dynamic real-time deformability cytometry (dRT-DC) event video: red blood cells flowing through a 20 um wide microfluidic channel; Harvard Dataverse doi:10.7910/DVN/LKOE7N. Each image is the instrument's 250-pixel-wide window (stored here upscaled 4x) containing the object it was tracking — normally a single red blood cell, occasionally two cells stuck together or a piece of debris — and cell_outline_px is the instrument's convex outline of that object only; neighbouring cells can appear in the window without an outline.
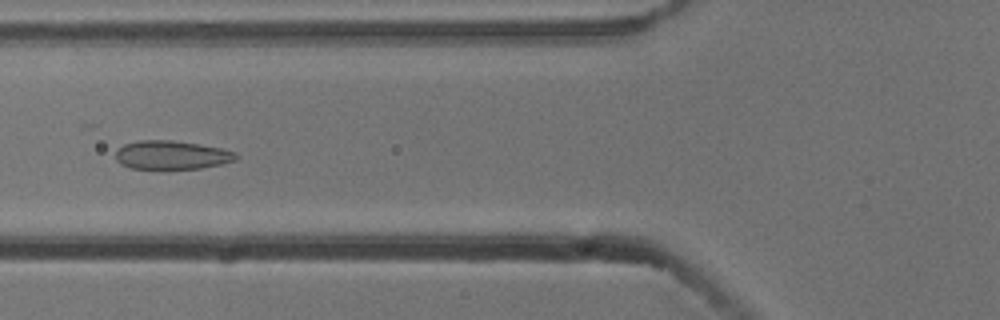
{"species": "common noctule bat (a hibernating species)", "species_latin": "Nyctalus noctula", "temperature_condition": "cold", "stored_images_in_passage": 55, "camera_frame_rate_fps": 3000, "um_per_image_px": 0.085, "animal": {"sex": "male", "body_mass_g": 13.3}, "frame": {"image": 1, "passage_image": 21, "time_ms": 6.667, "image_size_px": [1000, 320], "cell_outline_px": [[240, 156], [236, 160], [220, 164], [200, 168], [164, 172], [132, 168], [120, 164], [116, 160], [116, 152], [124, 144], [140, 140], [172, 140], [200, 144], [220, 148], [236, 152]], "centroid_in_image_um": [14.59, 13.22], "position_along_channel_um": 111.2, "area_um2": 20.92}}
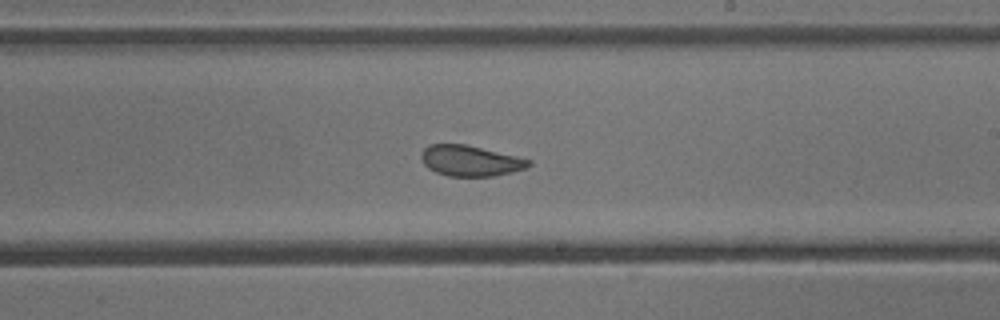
{"frame": {"image": 2, "passage_image": 32, "time_ms": 10.333, "image_size_px": [1000, 320], "cell_outline_px": [[532, 164], [524, 168], [512, 172], [492, 176], [448, 176], [436, 172], [428, 168], [420, 160], [420, 156], [424, 148], [428, 144], [468, 144], [532, 160]], "centroid_in_image_um": [39.95, 13.65], "position_along_channel_um": 249.0, "area_um2": 19.31}}
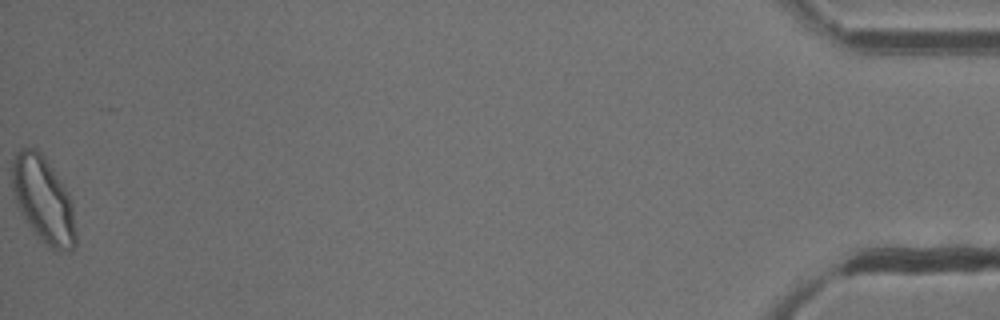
{"frame": {"image": 3, "passage_image": 55, "time_ms": 18.0, "image_size_px": [1000, 320], "cell_outline_px": [[76, 244], [72, 252], [52, 252], [32, 232], [20, 212], [16, 204], [12, 188], [12, 164], [16, 152], [20, 148], [36, 148], [44, 156], [68, 192], [72, 200], [76, 232]], "centroid_in_image_um": [3.7, 17.06], "position_along_channel_um": 431.5, "area_um2": 32.6}, "authors_computed_cell_mechanics": {"area_um2": 22.6576, "velocity_mm_per_s": 3.7609, "shape_relaxation_time_tau1_ms": 8.3997, "shape_relaxation_time_tau2_ms": 0.959, "deformation_change_tau1": 0.1359, "deformation_change_tau2": 0.0555}}